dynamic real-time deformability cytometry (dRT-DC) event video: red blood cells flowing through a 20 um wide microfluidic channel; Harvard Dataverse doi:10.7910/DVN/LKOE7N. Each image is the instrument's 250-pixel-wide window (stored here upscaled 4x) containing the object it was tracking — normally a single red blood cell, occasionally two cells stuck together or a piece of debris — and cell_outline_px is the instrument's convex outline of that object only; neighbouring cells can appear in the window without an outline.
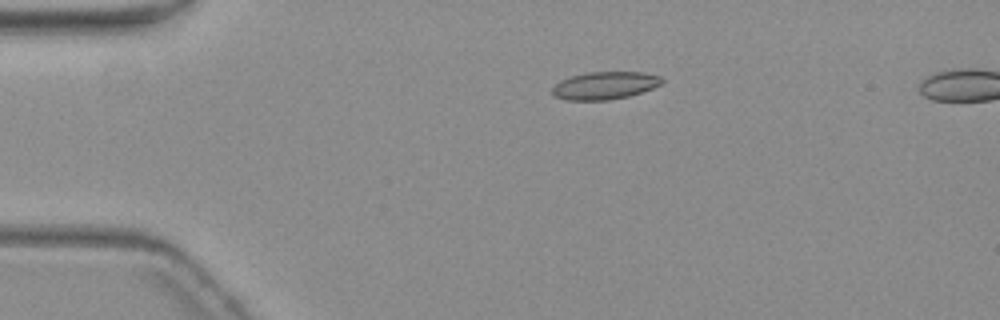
{"species": "common noctule bat (a hibernating species)", "species_latin": "Nyctalus noctula", "temperature_condition": "warm", "stored_images_in_passage": 6, "camera_frame_rate_fps": 3000, "um_per_image_px": 0.085, "animal": {"sex": "female", "body_mass_g": 19.3, "forearm_length_mm": 54.1}, "frame": {"image": 1, "passage_image": 4, "time_ms": 3.667, "image_size_px": [1000, 320], "cell_outline_px": [[664, 80], [660, 84], [652, 88], [628, 96], [608, 100], [564, 100], [552, 96], [552, 88], [560, 80], [572, 76], [588, 72], [644, 72], [660, 76]], "centroid_in_image_um": [51.37, 7.27], "position_along_channel_um": 33.6, "area_um2": 17.63}}